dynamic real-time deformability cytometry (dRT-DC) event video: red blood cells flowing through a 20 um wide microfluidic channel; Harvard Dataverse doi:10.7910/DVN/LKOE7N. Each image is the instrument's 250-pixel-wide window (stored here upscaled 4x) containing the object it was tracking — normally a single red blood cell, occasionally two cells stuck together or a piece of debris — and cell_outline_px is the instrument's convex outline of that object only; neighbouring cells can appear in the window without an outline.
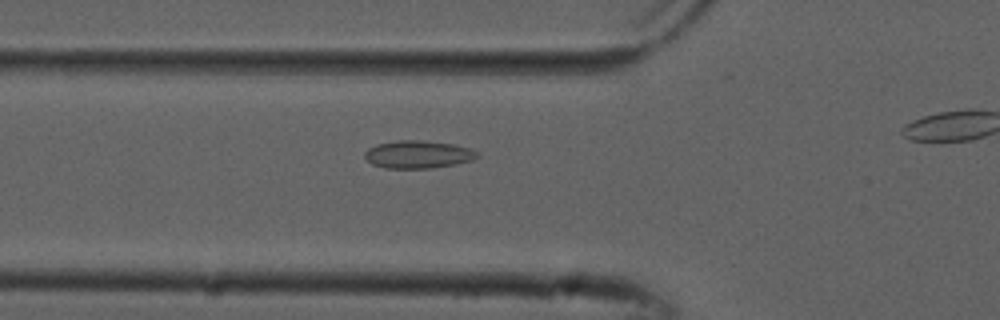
{"species": "common noctule bat (a hibernating species)", "species_latin": "Nyctalus noctula", "temperature_condition": "cold", "stored_images_in_passage": 39, "camera_frame_rate_fps": 3000, "um_per_image_px": 0.085, "animal": {"sex": "male", "forearm_length_mm": 52.5}, "frame": {"image": 1, "passage_image": 14, "time_ms": 4.333, "image_size_px": [1000, 320], "cell_outline_px": [[480, 156], [472, 160], [456, 164], [432, 168], [384, 168], [372, 164], [364, 156], [364, 152], [368, 148], [376, 144], [396, 140], [424, 140], [452, 144], [472, 148]], "centroid_in_image_um": [35.53, 13.12], "position_along_channel_um": 90.3, "area_um2": 18.32}}
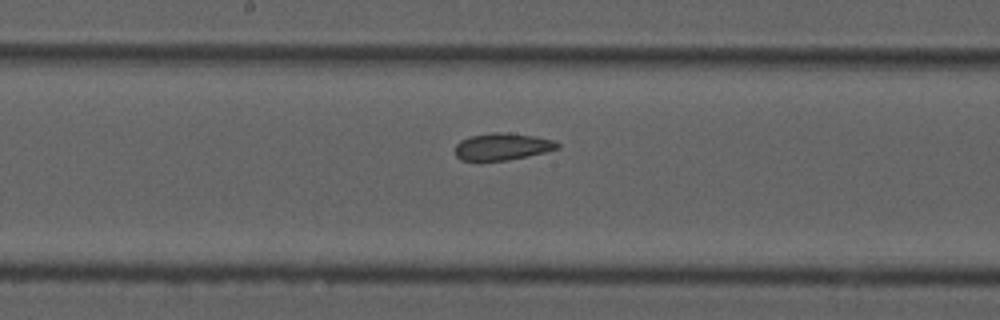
{"frame": {"image": 2, "passage_image": 23, "time_ms": 7.333, "image_size_px": [1000, 320], "cell_outline_px": [[560, 148], [528, 156], [480, 164], [460, 160], [456, 156], [456, 144], [460, 140], [468, 136], [492, 132], [508, 132], [536, 136], [556, 140], [560, 144]], "centroid_in_image_um": [42.65, 12.48], "position_along_channel_um": 205.5, "area_um2": 16.88}}
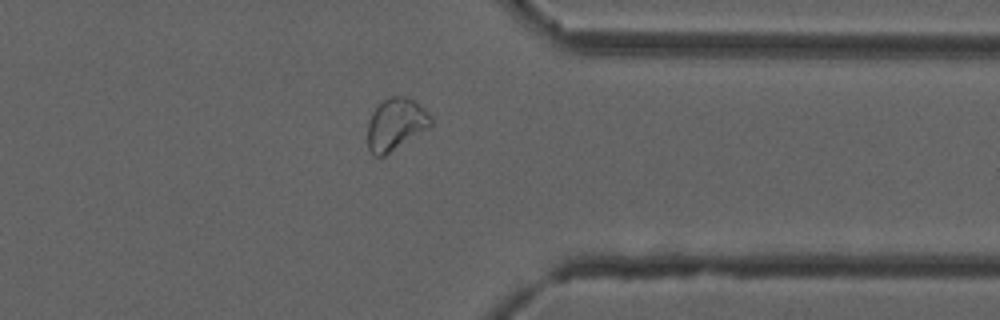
{"frame": {"image": 3, "passage_image": 37, "time_ms": 12.0, "image_size_px": [1000, 320], "cell_outline_px": [[432, 124], [428, 128], [384, 156], [376, 156], [368, 148], [368, 120], [372, 112], [380, 100], [392, 96], [404, 96], [412, 100], [424, 108], [432, 116]], "centroid_in_image_um": [33.62, 10.53], "position_along_channel_um": 377.8, "area_um2": 19.13}}